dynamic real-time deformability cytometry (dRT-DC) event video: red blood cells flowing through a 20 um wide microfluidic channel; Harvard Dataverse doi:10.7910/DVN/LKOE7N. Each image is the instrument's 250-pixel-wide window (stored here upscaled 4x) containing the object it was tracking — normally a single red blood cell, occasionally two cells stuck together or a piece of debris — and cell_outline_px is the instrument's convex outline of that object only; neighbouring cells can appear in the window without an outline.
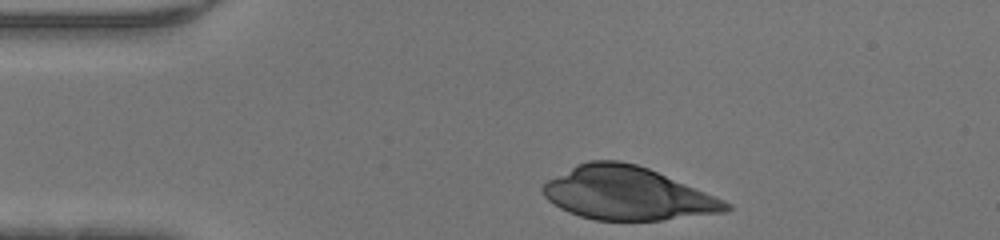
{"species": "human", "species_latin": "Homo sapiens", "temperature_condition": "warm", "stored_images_in_passage": 29, "camera_frame_rate_fps": 3000, "um_per_image_px": 0.085, "donor": {"sex": "male"}, "frame": {"image": 1, "passage_image": 1, "time_ms": 0.0, "image_size_px": [1000, 240], "cell_outline_px": [[732, 208], [724, 212], [660, 220], [596, 220], [580, 216], [568, 212], [560, 208], [548, 200], [544, 196], [540, 188], [548, 180], [576, 164], [588, 160], [620, 160], [636, 164], [648, 168], [724, 200], [732, 204]], "centroid_in_image_um": [53.28, 16.43], "position_along_channel_um": 31.7, "area_um2": 56.3}}